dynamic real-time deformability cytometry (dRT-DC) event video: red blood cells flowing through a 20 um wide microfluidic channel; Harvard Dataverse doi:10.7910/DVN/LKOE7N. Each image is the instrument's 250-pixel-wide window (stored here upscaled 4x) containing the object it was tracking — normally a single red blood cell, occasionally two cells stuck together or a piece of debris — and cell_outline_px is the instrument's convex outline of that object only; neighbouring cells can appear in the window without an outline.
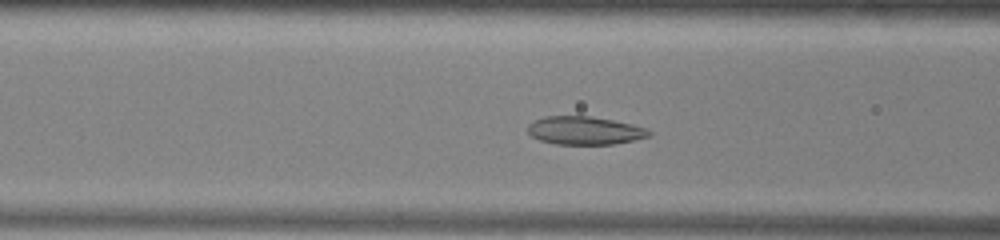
{"species": "common noctule bat (a hibernating species)", "species_latin": "Nyctalus noctula", "temperature_condition": "warm", "stored_images_in_passage": 45, "camera_frame_rate_fps": 3000, "um_per_image_px": 0.085, "animal": {"sex": "male", "body_mass_g": 13.0, "forearm_length_mm": 53.1}, "frame": {"image": 1, "passage_image": 13, "time_ms": 4.0, "image_size_px": [1000, 240], "cell_outline_px": [[652, 132], [648, 136], [632, 140], [612, 144], [556, 144], [540, 140], [532, 136], [528, 132], [528, 124], [544, 116], [588, 116], [612, 120], [632, 124], [644, 128]], "centroid_in_image_um": [49.66, 11.09], "position_along_channel_um": 116.9, "area_um2": 19.59}}
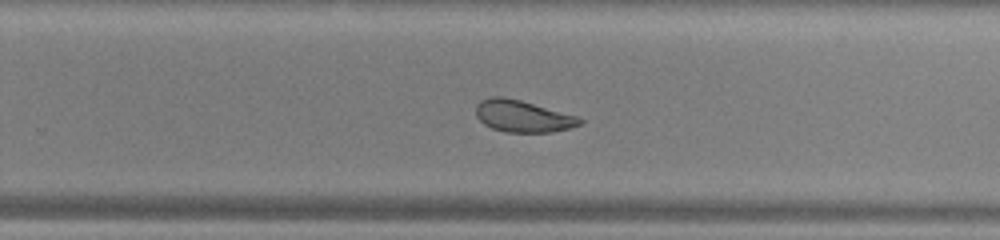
{"frame": {"image": 2, "passage_image": 26, "time_ms": 8.333, "image_size_px": [1000, 240], "cell_outline_px": [[584, 120], [580, 124], [572, 128], [552, 132], [504, 132], [492, 128], [484, 124], [476, 116], [476, 104], [480, 100], [492, 96], [504, 96], [520, 100], [576, 116]], "centroid_in_image_um": [44.4, 9.88], "position_along_channel_um": 285.4, "area_um2": 19.25}}
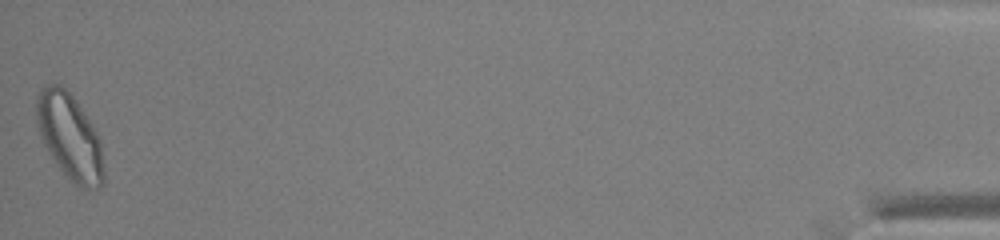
{"frame": {"image": 3, "passage_image": 45, "time_ms": 14.667, "image_size_px": [1000, 240], "cell_outline_px": [[104, 184], [100, 188], [80, 188], [56, 164], [44, 144], [40, 136], [36, 124], [36, 96], [40, 88], [52, 84], [60, 84], [72, 96], [96, 132], [100, 140], [104, 164]], "centroid_in_image_um": [5.92, 11.63], "position_along_channel_um": 429.3, "area_um2": 33.35}, "authors_computed_cell_mechanics": {"area_um2": 21.6172, "velocity_mm_per_s": 3.8982, "shape_relaxation_time_tau1_ms": 5.4335, "shape_relaxation_time_tau2_ms": 3.4377, "deformation_change_tau1": 0.1302, "deformation_change_tau2": 0.0689}}